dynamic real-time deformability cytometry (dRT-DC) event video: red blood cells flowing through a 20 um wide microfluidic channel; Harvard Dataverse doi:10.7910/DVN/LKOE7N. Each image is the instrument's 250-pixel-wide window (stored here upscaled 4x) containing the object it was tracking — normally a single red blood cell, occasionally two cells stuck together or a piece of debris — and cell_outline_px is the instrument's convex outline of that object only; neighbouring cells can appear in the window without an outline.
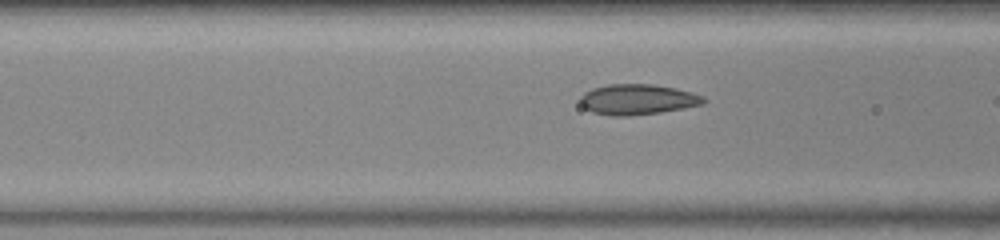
{"species": "common noctule bat (a hibernating species)", "species_latin": "Nyctalus noctula", "temperature_condition": "warm", "stored_images_in_passage": 11, "camera_frame_rate_fps": 3000, "um_per_image_px": 0.085, "animal": {"sex": "female", "body_mass_g": 23.0, "forearm_length_mm": 53.4}, "frame": {"image": 1, "passage_image": 10, "time_ms": 3.0, "image_size_px": [1000, 240], "cell_outline_px": [[708, 100], [704, 104], [684, 108], [660, 112], [628, 116], [612, 116], [592, 112], [584, 108], [580, 104], [580, 96], [584, 92], [592, 88], [608, 84], [652, 84], [676, 88], [692, 92], [704, 96]], "centroid_in_image_um": [54.2, 8.45], "position_along_channel_um": 112.4, "area_um2": 22.14}}